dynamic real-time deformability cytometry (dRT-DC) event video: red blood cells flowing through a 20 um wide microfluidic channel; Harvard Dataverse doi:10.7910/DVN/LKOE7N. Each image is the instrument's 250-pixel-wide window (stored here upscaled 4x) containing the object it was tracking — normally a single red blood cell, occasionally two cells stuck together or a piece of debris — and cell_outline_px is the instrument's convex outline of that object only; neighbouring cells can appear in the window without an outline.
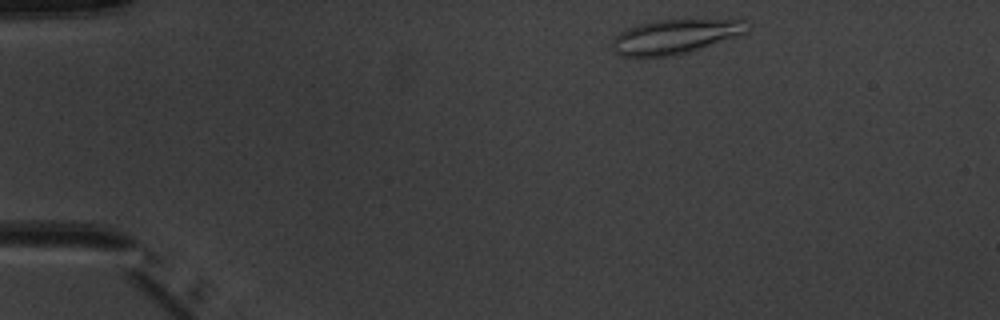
{"species": "common noctule bat (a hibernating species)", "species_latin": "Nyctalus noctula", "temperature_condition": "warm", "stored_images_in_passage": 3, "camera_frame_rate_fps": 3000, "um_per_image_px": 0.085, "animal": {"sex": "male", "body_mass_g": 20.1, "forearm_length_mm": 53.5}, "frame": {"image": 1, "passage_image": 1, "time_ms": 0.0, "image_size_px": [1000, 320], "cell_outline_px": [[748, 32], [688, 52], [672, 56], [640, 60], [620, 56], [612, 48], [612, 40], [620, 32], [628, 28], [640, 24], [656, 20], [692, 16], [744, 16]], "centroid_in_image_um": [57.47, 3.05], "position_along_channel_um": 27.5, "area_um2": 29.25}}